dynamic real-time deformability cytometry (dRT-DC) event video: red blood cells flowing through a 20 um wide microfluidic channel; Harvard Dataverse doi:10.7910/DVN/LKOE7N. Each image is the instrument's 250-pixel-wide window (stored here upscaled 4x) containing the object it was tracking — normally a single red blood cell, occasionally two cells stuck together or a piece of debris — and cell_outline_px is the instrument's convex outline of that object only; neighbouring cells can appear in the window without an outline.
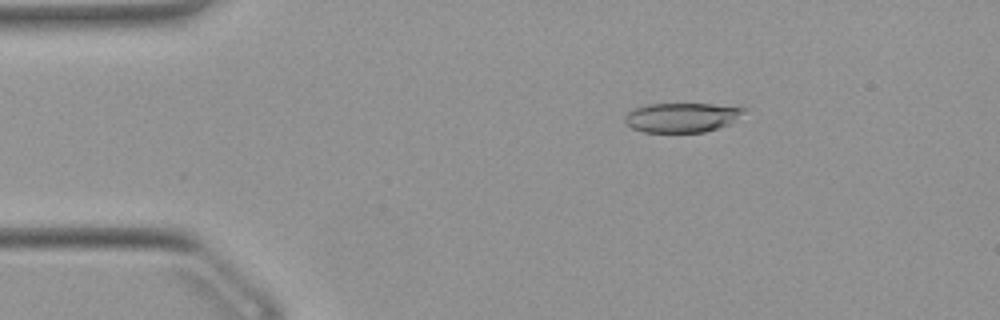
{"species": "Egyptian fruit bat (a non-hibernating species)", "species_latin": "Rousettus aegyptiacus", "temperature_condition": "warm", "stored_images_in_passage": 20, "camera_frame_rate_fps": 3000, "um_per_image_px": 0.085, "animal": {"sex": "female"}, "frame": {"image": 1, "passage_image": 8, "time_ms": 2.333, "image_size_px": [1000, 320], "cell_outline_px": [[748, 108], [744, 112], [728, 124], [704, 132], [644, 132], [632, 128], [624, 120], [624, 116], [628, 112], [636, 108], [648, 104], [712, 104]], "centroid_in_image_um": [57.93, 9.98], "position_along_channel_um": 27.1, "area_um2": 20.17}}